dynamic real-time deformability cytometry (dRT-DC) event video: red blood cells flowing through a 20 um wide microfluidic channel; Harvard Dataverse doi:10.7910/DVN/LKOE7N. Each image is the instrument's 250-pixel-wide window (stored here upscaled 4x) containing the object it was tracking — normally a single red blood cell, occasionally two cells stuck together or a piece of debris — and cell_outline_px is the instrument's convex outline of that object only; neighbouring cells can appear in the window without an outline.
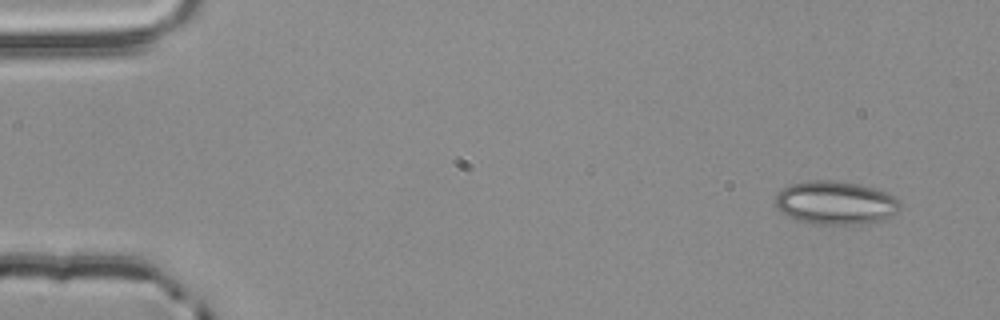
{"species": "common noctule bat (a hibernating species)", "species_latin": "Nyctalus noctula", "temperature_condition": "room temperature", "stored_images_in_passage": 4, "camera_frame_rate_fps": 3000, "um_per_image_px": 0.085, "animal": {"sex": "male", "body_mass_g": 20.4}, "frame": {"image": 1, "passage_image": 1, "time_ms": 0.0, "image_size_px": [1000, 320], "cell_outline_px": [[900, 208], [888, 220], [860, 224], [812, 224], [796, 220], [784, 216], [780, 212], [776, 204], [776, 196], [788, 184], [808, 180], [828, 180], [856, 184], [876, 188], [896, 196], [900, 204]], "centroid_in_image_um": [71.03, 17.25], "position_along_channel_um": 14.0, "area_um2": 31.91}}